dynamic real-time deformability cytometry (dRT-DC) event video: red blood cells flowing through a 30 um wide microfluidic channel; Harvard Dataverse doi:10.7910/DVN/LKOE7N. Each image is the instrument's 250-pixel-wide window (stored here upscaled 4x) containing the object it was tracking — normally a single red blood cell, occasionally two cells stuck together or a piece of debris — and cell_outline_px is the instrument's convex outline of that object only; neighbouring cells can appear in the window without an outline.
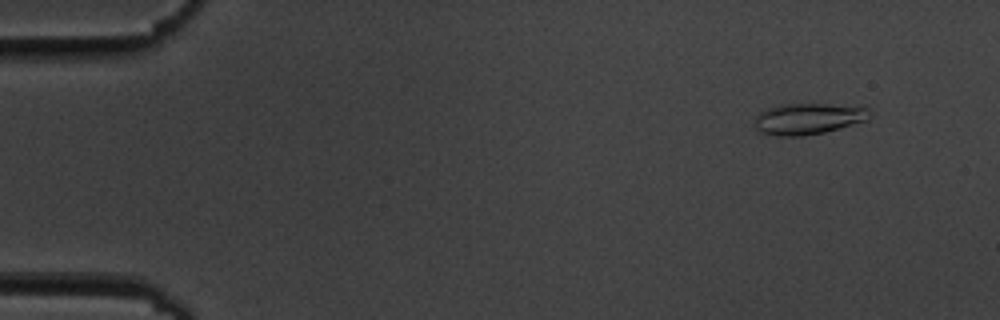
{"species": "common noctule bat (a hibernating species)", "species_latin": "Nyctalus noctula", "temperature_condition": "cold", "stored_images_in_passage": 56, "camera_frame_rate_fps": 3000, "um_per_image_px": 0.085, "animal": {"sex": "male", "body_mass_g": 19.5, "forearm_length_mm": 54.6}, "frame": {"image": 1, "passage_image": 5, "time_ms": 1.333, "image_size_px": [1000, 320], "cell_outline_px": [[872, 116], [868, 120], [840, 128], [824, 132], [804, 136], [776, 136], [760, 132], [756, 128], [756, 116], [760, 112], [768, 108], [780, 104], [828, 104], [868, 108]], "centroid_in_image_um": [68.71, 10.1], "position_along_channel_um": 16.3, "area_um2": 20.87}}
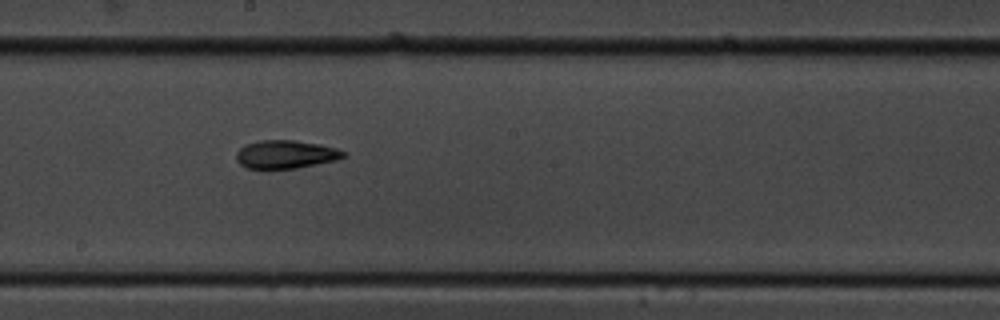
{"frame": {"image": 2, "passage_image": 31, "time_ms": 10.0, "image_size_px": [1000, 320], "cell_outline_px": [[348, 156], [336, 160], [296, 168], [264, 172], [244, 168], [236, 160], [236, 152], [244, 144], [260, 140], [296, 140], [320, 144], [336, 148], [348, 152]], "centroid_in_image_um": [24.24, 13.16], "position_along_channel_um": 224.0, "area_um2": 18.55}}
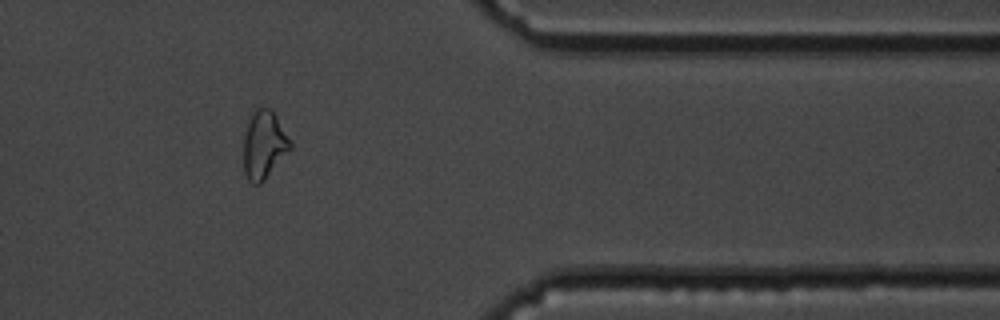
{"frame": {"image": 3, "passage_image": 46, "time_ms": 15.0, "image_size_px": [1000, 320], "cell_outline_px": [[292, 148], [264, 180], [260, 184], [252, 184], [248, 180], [244, 172], [244, 136], [252, 112], [256, 108], [272, 108], [292, 144]], "centroid_in_image_um": [22.44, 12.31], "position_along_channel_um": 389.0, "area_um2": 18.38}, "authors_computed_cell_mechanics": {"area_um2": 18.3515, "velocity_mm_per_s": 3.6263, "shape_relaxation_time_tau1_ms": 4.3291, "shape_relaxation_time_tau2_ms": 4.6745, "deformation_change_tau1": 0.1304, "deformation_change_tau2": 0.1326}}